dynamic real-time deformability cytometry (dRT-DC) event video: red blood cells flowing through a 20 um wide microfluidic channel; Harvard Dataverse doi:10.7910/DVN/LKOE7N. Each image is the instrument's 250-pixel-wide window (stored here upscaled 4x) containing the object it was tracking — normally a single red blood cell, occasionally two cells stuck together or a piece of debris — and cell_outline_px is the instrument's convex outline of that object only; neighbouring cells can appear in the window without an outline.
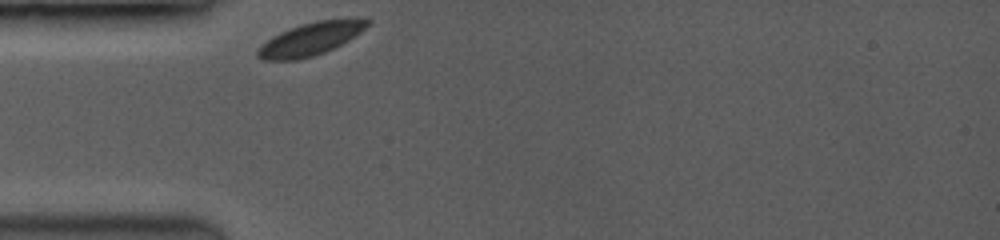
{"species": "common noctule bat (a hibernating species)", "species_latin": "Nyctalus noctula", "temperature_condition": "room temperature", "stored_images_in_passage": 25, "camera_frame_rate_fps": 3500, "um_per_image_px": 0.085, "animal": {"sex": "female", "body_mass_g": 19.0, "forearm_length_mm": 53.3}, "frame": {"image": 1, "passage_image": 1, "time_ms": 0.0, "image_size_px": [1000, 240], "cell_outline_px": [[368, 24], [360, 32], [348, 40], [324, 52], [312, 56], [296, 60], [260, 60], [256, 56], [256, 48], [272, 36], [280, 32], [300, 24], [316, 20], [352, 16], [364, 16], [368, 20]], "centroid_in_image_um": [26.4, 3.27], "position_along_channel_um": 58.6, "area_um2": 21.39}}
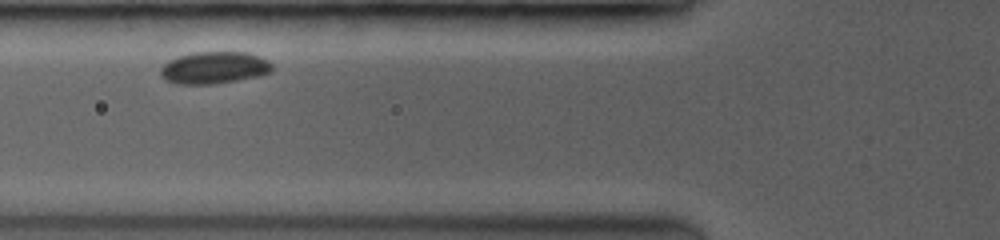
{"frame": {"image": 2, "passage_image": 4, "time_ms": 1.429, "image_size_px": [1000, 240], "cell_outline_px": [[272, 72], [260, 76], [212, 84], [180, 84], [164, 80], [160, 76], [160, 68], [168, 60], [192, 52], [244, 52], [260, 56], [268, 60], [272, 64]], "centroid_in_image_um": [18.2, 5.75], "position_along_channel_um": 107.6, "area_um2": 20.98}}
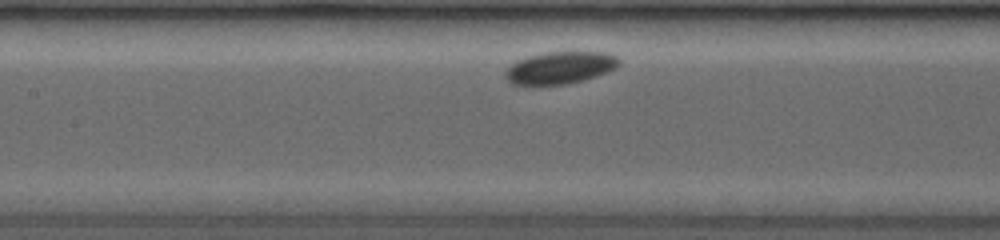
{"frame": {"image": 3, "passage_image": 9, "time_ms": 2.857, "image_size_px": [1000, 240], "cell_outline_px": [[620, 64], [616, 68], [608, 72], [596, 76], [564, 84], [512, 84], [504, 76], [504, 72], [516, 60], [528, 56], [544, 52], [608, 52], [616, 56], [620, 60]], "centroid_in_image_um": [47.62, 5.73], "position_along_channel_um": 159.8, "area_um2": 21.21}}